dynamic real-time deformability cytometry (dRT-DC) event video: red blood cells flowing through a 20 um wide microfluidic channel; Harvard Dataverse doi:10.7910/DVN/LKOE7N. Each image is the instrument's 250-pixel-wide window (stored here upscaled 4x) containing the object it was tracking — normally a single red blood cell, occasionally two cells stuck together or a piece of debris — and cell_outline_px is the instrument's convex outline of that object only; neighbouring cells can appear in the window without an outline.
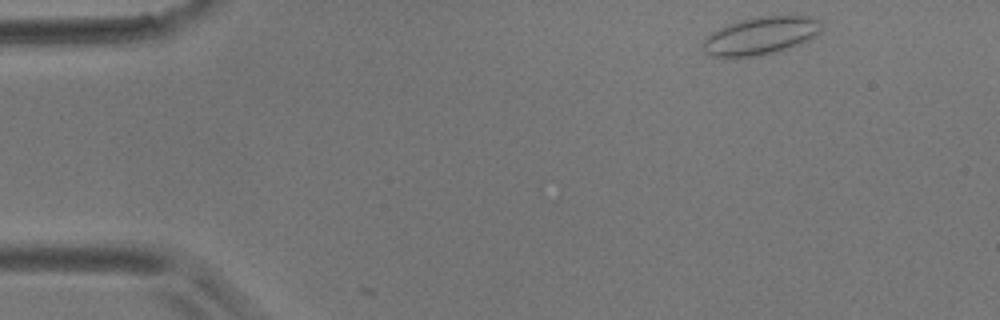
{"species": "common noctule bat (a hibernating species)", "species_latin": "Nyctalus noctula", "temperature_condition": "room temperature", "stored_images_in_passage": 3, "camera_frame_rate_fps": 3000, "um_per_image_px": 0.085, "animal": {"sex": "male", "body_mass_g": 17.9}, "frame": {"image": 1, "passage_image": 1, "time_ms": 0.0, "image_size_px": [1000, 320], "cell_outline_px": [[820, 32], [816, 36], [800, 44], [788, 48], [756, 56], [712, 56], [704, 52], [704, 40], [712, 32], [728, 24], [760, 16], [808, 16], [820, 20]], "centroid_in_image_um": [64.69, 3.03], "position_along_channel_um": 20.3, "area_um2": 25.49}}